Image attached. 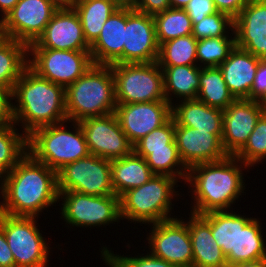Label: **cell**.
<instances>
[{
  "label": "cell",
  "instance_id": "obj_5",
  "mask_svg": "<svg viewBox=\"0 0 266 267\" xmlns=\"http://www.w3.org/2000/svg\"><path fill=\"white\" fill-rule=\"evenodd\" d=\"M64 123L38 128L27 136L28 153L56 172L90 154L79 122L72 121V131Z\"/></svg>",
  "mask_w": 266,
  "mask_h": 267
},
{
  "label": "cell",
  "instance_id": "obj_13",
  "mask_svg": "<svg viewBox=\"0 0 266 267\" xmlns=\"http://www.w3.org/2000/svg\"><path fill=\"white\" fill-rule=\"evenodd\" d=\"M148 244L150 253L177 267H193L192 242L188 222L172 218L152 224Z\"/></svg>",
  "mask_w": 266,
  "mask_h": 267
},
{
  "label": "cell",
  "instance_id": "obj_38",
  "mask_svg": "<svg viewBox=\"0 0 266 267\" xmlns=\"http://www.w3.org/2000/svg\"><path fill=\"white\" fill-rule=\"evenodd\" d=\"M234 20L223 12L207 15L193 25L192 36L196 39L229 37L228 31L234 32ZM231 30H227V29ZM227 34V35H226Z\"/></svg>",
  "mask_w": 266,
  "mask_h": 267
},
{
  "label": "cell",
  "instance_id": "obj_14",
  "mask_svg": "<svg viewBox=\"0 0 266 267\" xmlns=\"http://www.w3.org/2000/svg\"><path fill=\"white\" fill-rule=\"evenodd\" d=\"M79 124L90 154L113 160L133 152V145L122 131L115 113L86 118Z\"/></svg>",
  "mask_w": 266,
  "mask_h": 267
},
{
  "label": "cell",
  "instance_id": "obj_26",
  "mask_svg": "<svg viewBox=\"0 0 266 267\" xmlns=\"http://www.w3.org/2000/svg\"><path fill=\"white\" fill-rule=\"evenodd\" d=\"M153 175L145 158L134 151L122 158L111 160L112 186L119 198L126 191L148 182Z\"/></svg>",
  "mask_w": 266,
  "mask_h": 267
},
{
  "label": "cell",
  "instance_id": "obj_41",
  "mask_svg": "<svg viewBox=\"0 0 266 267\" xmlns=\"http://www.w3.org/2000/svg\"><path fill=\"white\" fill-rule=\"evenodd\" d=\"M184 10L192 20L193 25L201 21L207 15H212L218 12L213 0H190Z\"/></svg>",
  "mask_w": 266,
  "mask_h": 267
},
{
  "label": "cell",
  "instance_id": "obj_48",
  "mask_svg": "<svg viewBox=\"0 0 266 267\" xmlns=\"http://www.w3.org/2000/svg\"><path fill=\"white\" fill-rule=\"evenodd\" d=\"M19 0H0V11L1 17L4 18L5 15L10 12Z\"/></svg>",
  "mask_w": 266,
  "mask_h": 267
},
{
  "label": "cell",
  "instance_id": "obj_44",
  "mask_svg": "<svg viewBox=\"0 0 266 267\" xmlns=\"http://www.w3.org/2000/svg\"><path fill=\"white\" fill-rule=\"evenodd\" d=\"M170 8L169 0H138L136 11L155 15Z\"/></svg>",
  "mask_w": 266,
  "mask_h": 267
},
{
  "label": "cell",
  "instance_id": "obj_53",
  "mask_svg": "<svg viewBox=\"0 0 266 267\" xmlns=\"http://www.w3.org/2000/svg\"><path fill=\"white\" fill-rule=\"evenodd\" d=\"M257 102L263 113L266 115V92L257 99Z\"/></svg>",
  "mask_w": 266,
  "mask_h": 267
},
{
  "label": "cell",
  "instance_id": "obj_6",
  "mask_svg": "<svg viewBox=\"0 0 266 267\" xmlns=\"http://www.w3.org/2000/svg\"><path fill=\"white\" fill-rule=\"evenodd\" d=\"M177 182L173 177L154 174L145 184L126 191L120 197L121 220L150 225L172 219L171 202L179 195L174 188Z\"/></svg>",
  "mask_w": 266,
  "mask_h": 267
},
{
  "label": "cell",
  "instance_id": "obj_19",
  "mask_svg": "<svg viewBox=\"0 0 266 267\" xmlns=\"http://www.w3.org/2000/svg\"><path fill=\"white\" fill-rule=\"evenodd\" d=\"M175 143L183 164L189 169L199 163L217 162L229 156L222 134L175 125Z\"/></svg>",
  "mask_w": 266,
  "mask_h": 267
},
{
  "label": "cell",
  "instance_id": "obj_16",
  "mask_svg": "<svg viewBox=\"0 0 266 267\" xmlns=\"http://www.w3.org/2000/svg\"><path fill=\"white\" fill-rule=\"evenodd\" d=\"M114 113L122 131L134 146L171 118V105L167 101L117 104Z\"/></svg>",
  "mask_w": 266,
  "mask_h": 267
},
{
  "label": "cell",
  "instance_id": "obj_51",
  "mask_svg": "<svg viewBox=\"0 0 266 267\" xmlns=\"http://www.w3.org/2000/svg\"><path fill=\"white\" fill-rule=\"evenodd\" d=\"M9 170L2 164V157H0V189L2 188V186L5 183V180L7 178V176L9 175Z\"/></svg>",
  "mask_w": 266,
  "mask_h": 267
},
{
  "label": "cell",
  "instance_id": "obj_12",
  "mask_svg": "<svg viewBox=\"0 0 266 267\" xmlns=\"http://www.w3.org/2000/svg\"><path fill=\"white\" fill-rule=\"evenodd\" d=\"M57 10L49 0H19L4 18H0L3 37L29 46L43 34Z\"/></svg>",
  "mask_w": 266,
  "mask_h": 267
},
{
  "label": "cell",
  "instance_id": "obj_33",
  "mask_svg": "<svg viewBox=\"0 0 266 267\" xmlns=\"http://www.w3.org/2000/svg\"><path fill=\"white\" fill-rule=\"evenodd\" d=\"M197 40L191 35L168 40L159 45V66L198 65Z\"/></svg>",
  "mask_w": 266,
  "mask_h": 267
},
{
  "label": "cell",
  "instance_id": "obj_11",
  "mask_svg": "<svg viewBox=\"0 0 266 267\" xmlns=\"http://www.w3.org/2000/svg\"><path fill=\"white\" fill-rule=\"evenodd\" d=\"M61 214L66 224L76 227H95L119 222L120 198L115 195L94 196L76 191H62Z\"/></svg>",
  "mask_w": 266,
  "mask_h": 267
},
{
  "label": "cell",
  "instance_id": "obj_46",
  "mask_svg": "<svg viewBox=\"0 0 266 267\" xmlns=\"http://www.w3.org/2000/svg\"><path fill=\"white\" fill-rule=\"evenodd\" d=\"M0 267H15V260L4 231L0 228Z\"/></svg>",
  "mask_w": 266,
  "mask_h": 267
},
{
  "label": "cell",
  "instance_id": "obj_20",
  "mask_svg": "<svg viewBox=\"0 0 266 267\" xmlns=\"http://www.w3.org/2000/svg\"><path fill=\"white\" fill-rule=\"evenodd\" d=\"M236 46L266 59V0H250L234 19Z\"/></svg>",
  "mask_w": 266,
  "mask_h": 267
},
{
  "label": "cell",
  "instance_id": "obj_15",
  "mask_svg": "<svg viewBox=\"0 0 266 267\" xmlns=\"http://www.w3.org/2000/svg\"><path fill=\"white\" fill-rule=\"evenodd\" d=\"M158 53L153 15L126 9L123 63H153L157 61Z\"/></svg>",
  "mask_w": 266,
  "mask_h": 267
},
{
  "label": "cell",
  "instance_id": "obj_49",
  "mask_svg": "<svg viewBox=\"0 0 266 267\" xmlns=\"http://www.w3.org/2000/svg\"><path fill=\"white\" fill-rule=\"evenodd\" d=\"M57 9H73L77 0H49Z\"/></svg>",
  "mask_w": 266,
  "mask_h": 267
},
{
  "label": "cell",
  "instance_id": "obj_21",
  "mask_svg": "<svg viewBox=\"0 0 266 267\" xmlns=\"http://www.w3.org/2000/svg\"><path fill=\"white\" fill-rule=\"evenodd\" d=\"M260 60L235 46L228 58L219 65L228 90L235 99H251V89Z\"/></svg>",
  "mask_w": 266,
  "mask_h": 267
},
{
  "label": "cell",
  "instance_id": "obj_7",
  "mask_svg": "<svg viewBox=\"0 0 266 267\" xmlns=\"http://www.w3.org/2000/svg\"><path fill=\"white\" fill-rule=\"evenodd\" d=\"M116 104L166 101L157 62L112 64Z\"/></svg>",
  "mask_w": 266,
  "mask_h": 267
},
{
  "label": "cell",
  "instance_id": "obj_2",
  "mask_svg": "<svg viewBox=\"0 0 266 267\" xmlns=\"http://www.w3.org/2000/svg\"><path fill=\"white\" fill-rule=\"evenodd\" d=\"M11 100L17 101L11 103L12 121L22 123L26 136L38 128L68 122L65 88L39 77L29 67L15 82Z\"/></svg>",
  "mask_w": 266,
  "mask_h": 267
},
{
  "label": "cell",
  "instance_id": "obj_25",
  "mask_svg": "<svg viewBox=\"0 0 266 267\" xmlns=\"http://www.w3.org/2000/svg\"><path fill=\"white\" fill-rule=\"evenodd\" d=\"M260 221L238 214L237 254H227L228 267L266 258V246Z\"/></svg>",
  "mask_w": 266,
  "mask_h": 267
},
{
  "label": "cell",
  "instance_id": "obj_52",
  "mask_svg": "<svg viewBox=\"0 0 266 267\" xmlns=\"http://www.w3.org/2000/svg\"><path fill=\"white\" fill-rule=\"evenodd\" d=\"M190 0H169L170 8L184 9Z\"/></svg>",
  "mask_w": 266,
  "mask_h": 267
},
{
  "label": "cell",
  "instance_id": "obj_43",
  "mask_svg": "<svg viewBox=\"0 0 266 267\" xmlns=\"http://www.w3.org/2000/svg\"><path fill=\"white\" fill-rule=\"evenodd\" d=\"M266 92V59H261L251 89V99L257 100Z\"/></svg>",
  "mask_w": 266,
  "mask_h": 267
},
{
  "label": "cell",
  "instance_id": "obj_3",
  "mask_svg": "<svg viewBox=\"0 0 266 267\" xmlns=\"http://www.w3.org/2000/svg\"><path fill=\"white\" fill-rule=\"evenodd\" d=\"M241 167L246 169L248 166L230 155L217 162L199 163L190 167L186 179L189 187H193L190 192L194 205L190 213L202 215L211 211L229 210L246 189Z\"/></svg>",
  "mask_w": 266,
  "mask_h": 267
},
{
  "label": "cell",
  "instance_id": "obj_34",
  "mask_svg": "<svg viewBox=\"0 0 266 267\" xmlns=\"http://www.w3.org/2000/svg\"><path fill=\"white\" fill-rule=\"evenodd\" d=\"M159 45L192 34L193 24L184 9L168 8L153 15Z\"/></svg>",
  "mask_w": 266,
  "mask_h": 267
},
{
  "label": "cell",
  "instance_id": "obj_4",
  "mask_svg": "<svg viewBox=\"0 0 266 267\" xmlns=\"http://www.w3.org/2000/svg\"><path fill=\"white\" fill-rule=\"evenodd\" d=\"M68 122L115 112V81L110 65L93 64L65 89Z\"/></svg>",
  "mask_w": 266,
  "mask_h": 267
},
{
  "label": "cell",
  "instance_id": "obj_54",
  "mask_svg": "<svg viewBox=\"0 0 266 267\" xmlns=\"http://www.w3.org/2000/svg\"><path fill=\"white\" fill-rule=\"evenodd\" d=\"M3 37V34H2V30H1V27H0V39Z\"/></svg>",
  "mask_w": 266,
  "mask_h": 267
},
{
  "label": "cell",
  "instance_id": "obj_23",
  "mask_svg": "<svg viewBox=\"0 0 266 267\" xmlns=\"http://www.w3.org/2000/svg\"><path fill=\"white\" fill-rule=\"evenodd\" d=\"M188 229L192 242L193 267H228L221 247L212 236L210 224L201 215L191 213Z\"/></svg>",
  "mask_w": 266,
  "mask_h": 267
},
{
  "label": "cell",
  "instance_id": "obj_40",
  "mask_svg": "<svg viewBox=\"0 0 266 267\" xmlns=\"http://www.w3.org/2000/svg\"><path fill=\"white\" fill-rule=\"evenodd\" d=\"M168 145L175 143V122L172 117L163 125L151 131L134 146L133 150L168 149Z\"/></svg>",
  "mask_w": 266,
  "mask_h": 267
},
{
  "label": "cell",
  "instance_id": "obj_24",
  "mask_svg": "<svg viewBox=\"0 0 266 267\" xmlns=\"http://www.w3.org/2000/svg\"><path fill=\"white\" fill-rule=\"evenodd\" d=\"M179 101L180 104L171 105V117L175 125L222 134L223 110L210 107L198 99Z\"/></svg>",
  "mask_w": 266,
  "mask_h": 267
},
{
  "label": "cell",
  "instance_id": "obj_17",
  "mask_svg": "<svg viewBox=\"0 0 266 267\" xmlns=\"http://www.w3.org/2000/svg\"><path fill=\"white\" fill-rule=\"evenodd\" d=\"M263 114L253 99H235L223 110L222 144L228 155L234 156L246 144Z\"/></svg>",
  "mask_w": 266,
  "mask_h": 267
},
{
  "label": "cell",
  "instance_id": "obj_10",
  "mask_svg": "<svg viewBox=\"0 0 266 267\" xmlns=\"http://www.w3.org/2000/svg\"><path fill=\"white\" fill-rule=\"evenodd\" d=\"M57 190L86 195H112L111 160L89 154L57 172Z\"/></svg>",
  "mask_w": 266,
  "mask_h": 267
},
{
  "label": "cell",
  "instance_id": "obj_47",
  "mask_svg": "<svg viewBox=\"0 0 266 267\" xmlns=\"http://www.w3.org/2000/svg\"><path fill=\"white\" fill-rule=\"evenodd\" d=\"M118 9L135 10L138 0H110Z\"/></svg>",
  "mask_w": 266,
  "mask_h": 267
},
{
  "label": "cell",
  "instance_id": "obj_37",
  "mask_svg": "<svg viewBox=\"0 0 266 267\" xmlns=\"http://www.w3.org/2000/svg\"><path fill=\"white\" fill-rule=\"evenodd\" d=\"M245 165L254 167L266 159V115L257 121L256 127L248 137L246 144L234 155Z\"/></svg>",
  "mask_w": 266,
  "mask_h": 267
},
{
  "label": "cell",
  "instance_id": "obj_31",
  "mask_svg": "<svg viewBox=\"0 0 266 267\" xmlns=\"http://www.w3.org/2000/svg\"><path fill=\"white\" fill-rule=\"evenodd\" d=\"M211 226V233L222 253L237 254L238 214L233 211H211L201 215Z\"/></svg>",
  "mask_w": 266,
  "mask_h": 267
},
{
  "label": "cell",
  "instance_id": "obj_50",
  "mask_svg": "<svg viewBox=\"0 0 266 267\" xmlns=\"http://www.w3.org/2000/svg\"><path fill=\"white\" fill-rule=\"evenodd\" d=\"M232 267H266V258L255 261L240 263Z\"/></svg>",
  "mask_w": 266,
  "mask_h": 267
},
{
  "label": "cell",
  "instance_id": "obj_36",
  "mask_svg": "<svg viewBox=\"0 0 266 267\" xmlns=\"http://www.w3.org/2000/svg\"><path fill=\"white\" fill-rule=\"evenodd\" d=\"M233 37L204 38L197 40L196 57L197 62L205 67H219L229 56L231 50L236 46L235 32Z\"/></svg>",
  "mask_w": 266,
  "mask_h": 267
},
{
  "label": "cell",
  "instance_id": "obj_42",
  "mask_svg": "<svg viewBox=\"0 0 266 267\" xmlns=\"http://www.w3.org/2000/svg\"><path fill=\"white\" fill-rule=\"evenodd\" d=\"M250 0H213L218 12L228 14L233 20L240 14Z\"/></svg>",
  "mask_w": 266,
  "mask_h": 267
},
{
  "label": "cell",
  "instance_id": "obj_27",
  "mask_svg": "<svg viewBox=\"0 0 266 267\" xmlns=\"http://www.w3.org/2000/svg\"><path fill=\"white\" fill-rule=\"evenodd\" d=\"M163 71L164 95L173 105L172 94L177 99H197L201 68L197 65L160 66ZM172 92V93H171ZM171 97V98H170Z\"/></svg>",
  "mask_w": 266,
  "mask_h": 267
},
{
  "label": "cell",
  "instance_id": "obj_28",
  "mask_svg": "<svg viewBox=\"0 0 266 267\" xmlns=\"http://www.w3.org/2000/svg\"><path fill=\"white\" fill-rule=\"evenodd\" d=\"M28 46L11 38L0 39V86L12 92L28 67Z\"/></svg>",
  "mask_w": 266,
  "mask_h": 267
},
{
  "label": "cell",
  "instance_id": "obj_45",
  "mask_svg": "<svg viewBox=\"0 0 266 267\" xmlns=\"http://www.w3.org/2000/svg\"><path fill=\"white\" fill-rule=\"evenodd\" d=\"M12 122L11 93L0 86V126Z\"/></svg>",
  "mask_w": 266,
  "mask_h": 267
},
{
  "label": "cell",
  "instance_id": "obj_29",
  "mask_svg": "<svg viewBox=\"0 0 266 267\" xmlns=\"http://www.w3.org/2000/svg\"><path fill=\"white\" fill-rule=\"evenodd\" d=\"M74 10L80 18L84 38L91 45L100 35L106 20L118 8L110 0H77Z\"/></svg>",
  "mask_w": 266,
  "mask_h": 267
},
{
  "label": "cell",
  "instance_id": "obj_32",
  "mask_svg": "<svg viewBox=\"0 0 266 267\" xmlns=\"http://www.w3.org/2000/svg\"><path fill=\"white\" fill-rule=\"evenodd\" d=\"M133 151L145 158L154 174L167 175L177 180L181 178L186 183L188 168L183 164L176 145H168V149Z\"/></svg>",
  "mask_w": 266,
  "mask_h": 267
},
{
  "label": "cell",
  "instance_id": "obj_1",
  "mask_svg": "<svg viewBox=\"0 0 266 267\" xmlns=\"http://www.w3.org/2000/svg\"><path fill=\"white\" fill-rule=\"evenodd\" d=\"M0 191L1 213L38 218L43 209L59 202L57 172L27 153L10 170Z\"/></svg>",
  "mask_w": 266,
  "mask_h": 267
},
{
  "label": "cell",
  "instance_id": "obj_9",
  "mask_svg": "<svg viewBox=\"0 0 266 267\" xmlns=\"http://www.w3.org/2000/svg\"><path fill=\"white\" fill-rule=\"evenodd\" d=\"M28 67L39 77L65 89L84 75L94 64L90 50H54L28 48Z\"/></svg>",
  "mask_w": 266,
  "mask_h": 267
},
{
  "label": "cell",
  "instance_id": "obj_22",
  "mask_svg": "<svg viewBox=\"0 0 266 267\" xmlns=\"http://www.w3.org/2000/svg\"><path fill=\"white\" fill-rule=\"evenodd\" d=\"M125 26L126 9L116 10L106 20L100 35L90 45V53L94 64H123Z\"/></svg>",
  "mask_w": 266,
  "mask_h": 267
},
{
  "label": "cell",
  "instance_id": "obj_39",
  "mask_svg": "<svg viewBox=\"0 0 266 267\" xmlns=\"http://www.w3.org/2000/svg\"><path fill=\"white\" fill-rule=\"evenodd\" d=\"M100 252L103 261H105L106 266L108 265L109 267H177L151 253L139 257L138 255L137 257H124V255H115L111 250H108L107 247H102V251Z\"/></svg>",
  "mask_w": 266,
  "mask_h": 267
},
{
  "label": "cell",
  "instance_id": "obj_18",
  "mask_svg": "<svg viewBox=\"0 0 266 267\" xmlns=\"http://www.w3.org/2000/svg\"><path fill=\"white\" fill-rule=\"evenodd\" d=\"M28 48H48L54 50H90L84 38L82 25L73 9H58L43 34Z\"/></svg>",
  "mask_w": 266,
  "mask_h": 267
},
{
  "label": "cell",
  "instance_id": "obj_35",
  "mask_svg": "<svg viewBox=\"0 0 266 267\" xmlns=\"http://www.w3.org/2000/svg\"><path fill=\"white\" fill-rule=\"evenodd\" d=\"M15 125L12 121L0 126V157L9 171L28 153L27 136Z\"/></svg>",
  "mask_w": 266,
  "mask_h": 267
},
{
  "label": "cell",
  "instance_id": "obj_30",
  "mask_svg": "<svg viewBox=\"0 0 266 267\" xmlns=\"http://www.w3.org/2000/svg\"><path fill=\"white\" fill-rule=\"evenodd\" d=\"M197 99L221 110H225L235 100L219 67L201 68Z\"/></svg>",
  "mask_w": 266,
  "mask_h": 267
},
{
  "label": "cell",
  "instance_id": "obj_8",
  "mask_svg": "<svg viewBox=\"0 0 266 267\" xmlns=\"http://www.w3.org/2000/svg\"><path fill=\"white\" fill-rule=\"evenodd\" d=\"M37 217L11 216L0 212L4 231L15 260V267H46L50 247L36 226Z\"/></svg>",
  "mask_w": 266,
  "mask_h": 267
}]
</instances>
